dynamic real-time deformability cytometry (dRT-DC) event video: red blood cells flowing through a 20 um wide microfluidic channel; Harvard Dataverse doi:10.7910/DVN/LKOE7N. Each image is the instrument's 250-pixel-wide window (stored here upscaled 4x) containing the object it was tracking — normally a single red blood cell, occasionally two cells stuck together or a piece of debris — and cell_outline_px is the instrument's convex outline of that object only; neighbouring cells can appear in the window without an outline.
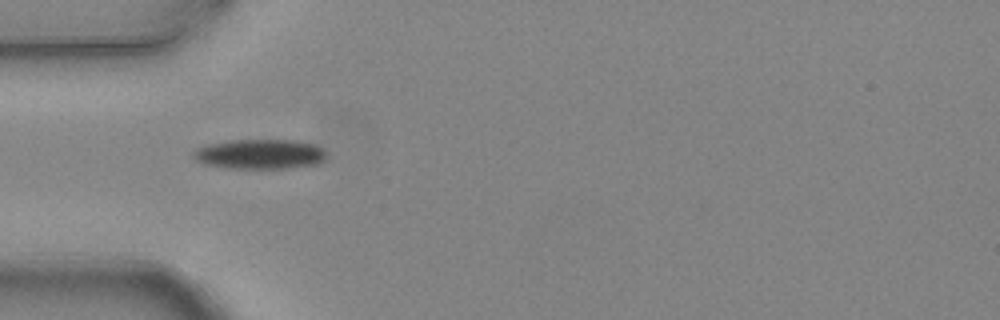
{"species": "common noctule bat (a hibernating species)", "species_latin": "Nyctalus noctula", "temperature_condition": "warm", "stored_images_in_passage": 1, "camera_frame_rate_fps": 3000, "um_per_image_px": 0.085, "animal": {"sex": "female", "body_mass_g": 24.6, "forearm_length_mm": 56.2}, "frame": {"image": 1, "passage_image": 1, "time_ms": 0.0, "image_size_px": [1000, 320], "cell_outline_px": [[324, 160], [320, 164], [288, 168], [228, 168], [204, 164], [196, 160], [192, 156], [192, 152], [196, 148], [208, 144], [232, 140], [296, 140], [312, 144], [320, 148], [324, 152]], "centroid_in_image_um": [22.05, 13.1], "position_along_channel_um": 63.0, "area_um2": 23.06}}